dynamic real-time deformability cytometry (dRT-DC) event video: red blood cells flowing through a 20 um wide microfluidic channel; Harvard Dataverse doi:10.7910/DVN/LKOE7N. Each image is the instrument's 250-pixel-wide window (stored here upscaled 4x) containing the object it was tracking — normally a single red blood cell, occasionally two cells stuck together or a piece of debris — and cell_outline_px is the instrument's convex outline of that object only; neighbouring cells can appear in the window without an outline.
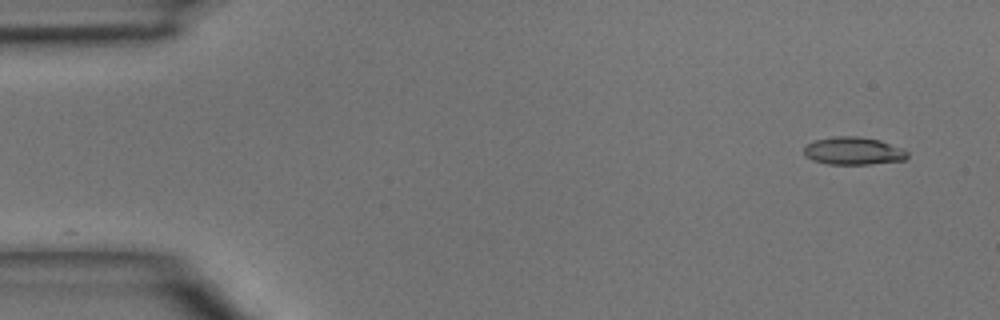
{"species": "common noctule bat (a hibernating species)", "species_latin": "Nyctalus noctula", "temperature_condition": "room temperature", "stored_images_in_passage": 45, "camera_frame_rate_fps": 3000, "um_per_image_px": 0.085, "animal": {"sex": "male", "body_mass_g": 15.6}, "frame": {"image": 1, "passage_image": 1, "time_ms": 0.0, "image_size_px": [1000, 320], "cell_outline_px": [[908, 156], [904, 160], [868, 164], [828, 164], [812, 160], [804, 156], [804, 148], [808, 144], [816, 140], [836, 136], [856, 136], [880, 140], [904, 148], [908, 152]], "centroid_in_image_um": [72.55, 12.83], "position_along_channel_um": 12.4, "area_um2": 16.7}}
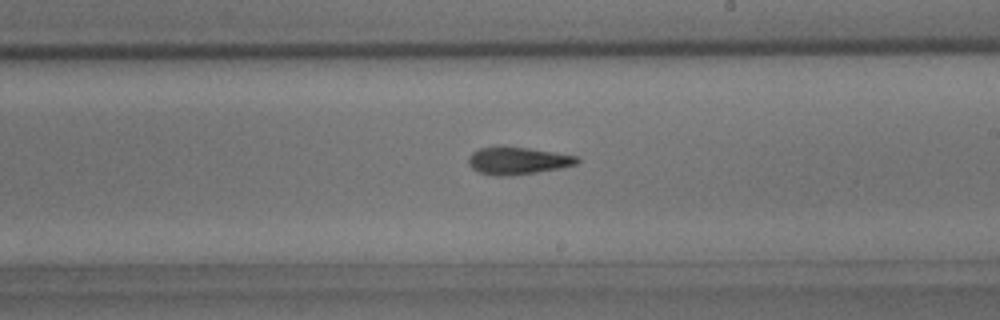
{"frame": {"image": 2, "passage_image": 25, "time_ms": 8.0, "image_size_px": [1000, 320], "cell_outline_px": [[580, 160], [576, 164], [560, 168], [536, 172], [504, 176], [496, 176], [480, 172], [472, 168], [468, 164], [468, 156], [472, 152], [480, 148], [496, 144], [504, 144], [556, 152], [580, 156]], "centroid_in_image_um": [43.98, 13.61], "position_along_channel_um": 245.0, "area_um2": 17.86}}
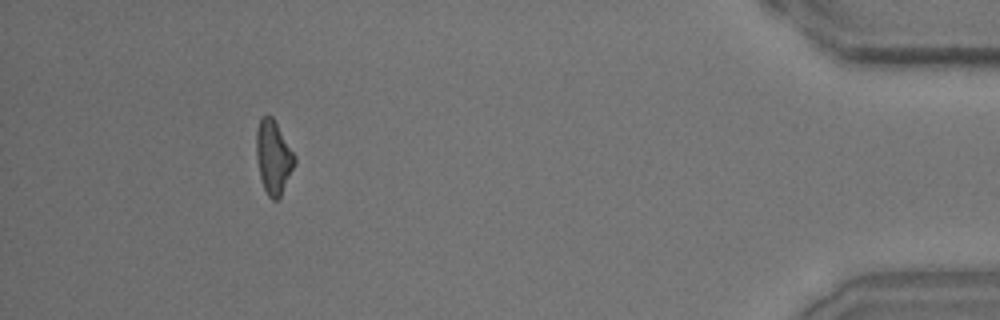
{"frame": {"image": 3, "passage_image": 41, "time_ms": 13.333, "image_size_px": [1000, 320], "cell_outline_px": [[296, 164], [280, 196], [276, 200], [272, 200], [268, 196], [264, 188], [260, 176], [256, 156], [256, 128], [260, 120], [264, 116], [272, 116], [296, 156]], "centroid_in_image_um": [23.25, 13.36], "position_along_channel_um": 412.0, "area_um2": 16.36}}